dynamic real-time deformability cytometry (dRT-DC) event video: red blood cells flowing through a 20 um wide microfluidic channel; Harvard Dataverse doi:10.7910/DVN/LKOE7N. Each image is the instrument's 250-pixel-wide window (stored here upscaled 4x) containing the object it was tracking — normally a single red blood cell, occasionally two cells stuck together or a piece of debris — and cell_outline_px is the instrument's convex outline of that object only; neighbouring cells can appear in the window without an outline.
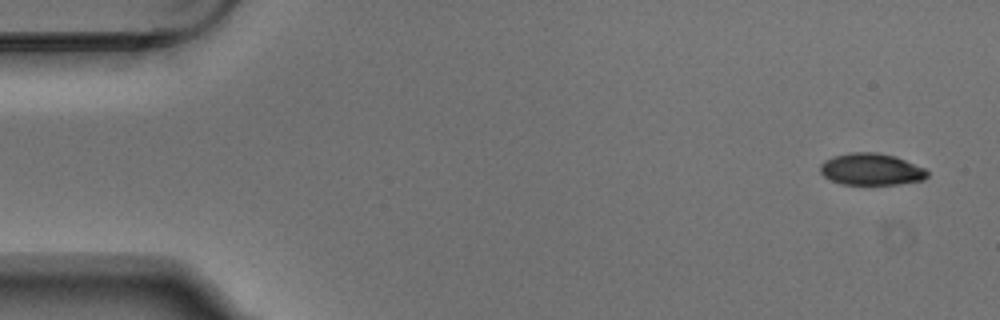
{"species": "Egyptian fruit bat (a non-hibernating species)", "species_latin": "Rousettus aegyptiacus", "temperature_condition": "warm", "stored_images_in_passage": 4, "camera_frame_rate_fps": 3000, "um_per_image_px": 0.085, "animal": {"sex": "male"}, "frame": {"image": 1, "passage_image": 1, "time_ms": 0.0, "image_size_px": [1000, 320], "cell_outline_px": [[928, 176], [924, 180], [896, 184], [840, 184], [824, 176], [820, 172], [820, 164], [824, 160], [836, 156], [852, 152], [876, 152], [892, 156], [904, 160], [924, 168], [928, 172]], "centroid_in_image_um": [74.04, 14.39], "position_along_channel_um": 11.0, "area_um2": 19.59}}
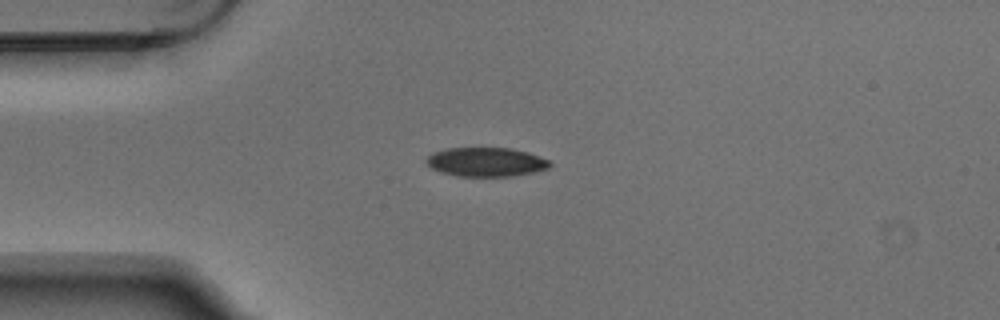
{"frame": {"image": 2, "passage_image": 4, "time_ms": 1.0, "image_size_px": [1000, 320], "cell_outline_px": [[552, 164], [548, 168], [532, 172], [512, 176], [456, 176], [440, 172], [432, 168], [424, 160], [432, 152], [444, 148], [512, 148], [528, 152], [548, 160]], "centroid_in_image_um": [41.27, 13.76], "position_along_channel_um": 43.7, "area_um2": 20.92}}